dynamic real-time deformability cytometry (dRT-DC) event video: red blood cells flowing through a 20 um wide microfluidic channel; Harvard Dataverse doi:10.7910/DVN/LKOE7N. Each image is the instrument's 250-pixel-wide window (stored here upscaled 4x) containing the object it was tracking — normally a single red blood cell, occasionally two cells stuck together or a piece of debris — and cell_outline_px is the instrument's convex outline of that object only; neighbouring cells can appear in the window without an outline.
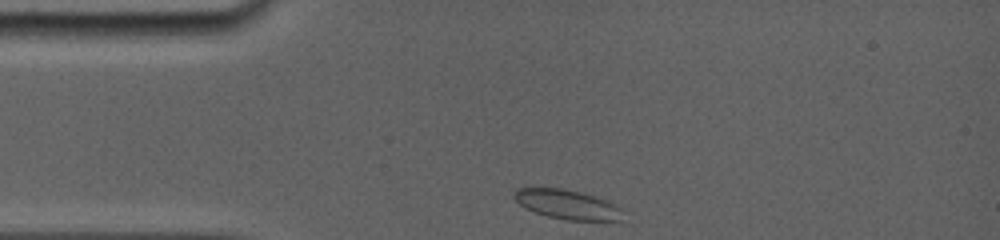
{"species": "common noctule bat (a hibernating species)", "species_latin": "Nyctalus noctula", "temperature_condition": "room temperature", "stored_images_in_passage": 2, "camera_frame_rate_fps": 5000, "um_per_image_px": 0.085, "animal": {"sex": "female", "body_mass_g": 19.0, "forearm_length_mm": 56.7}, "frame": {"image": 1, "passage_image": 1, "time_ms": 0.0, "image_size_px": [1000, 240], "cell_outline_px": [[620, 220], [568, 220], [548, 216], [524, 208], [512, 196], [512, 192], [516, 188], [532, 184], [560, 188], [580, 192], [616, 204], [620, 208]], "centroid_in_image_um": [48.05, 17.31], "position_along_channel_um": 37.0, "area_um2": 18.9}}